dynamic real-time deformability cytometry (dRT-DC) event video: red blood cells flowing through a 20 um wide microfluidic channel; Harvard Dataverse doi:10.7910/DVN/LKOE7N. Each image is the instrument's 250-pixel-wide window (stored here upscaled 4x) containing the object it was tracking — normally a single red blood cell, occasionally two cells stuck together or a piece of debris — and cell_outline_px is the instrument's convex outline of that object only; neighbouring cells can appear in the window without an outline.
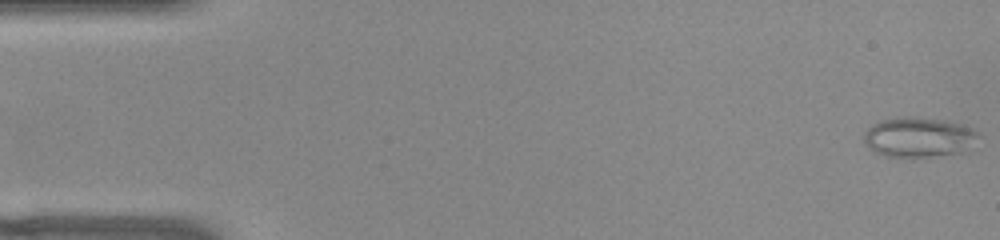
{"species": "common noctule bat (a hibernating species)", "species_latin": "Nyctalus noctula", "temperature_condition": "warm", "stored_images_in_passage": 52, "camera_frame_rate_fps": 3000, "um_per_image_px": 0.085, "animal": {"sex": "female", "body_mass_g": 22.0, "forearm_length_mm": 56.7}, "frame": {"image": 1, "passage_image": 1, "time_ms": 0.0, "image_size_px": [1000, 240], "cell_outline_px": [[980, 136], [960, 152], [912, 160], [884, 156], [868, 148], [864, 144], [864, 136], [868, 128], [872, 124], [880, 120], [900, 116], [912, 116], [944, 120], [960, 124], [972, 128], [980, 132]], "centroid_in_image_um": [78.03, 11.68], "position_along_channel_um": 7.0, "area_um2": 27.22}}
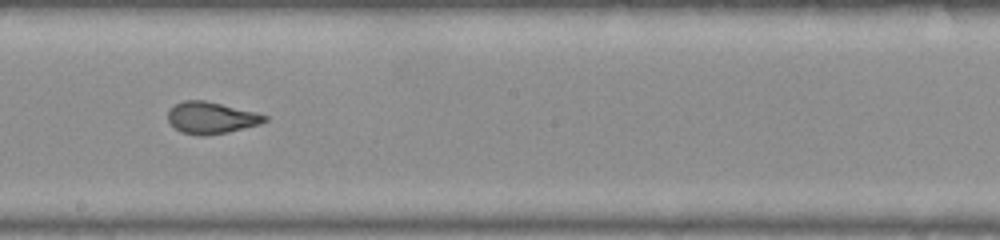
{"frame": {"image": 2, "passage_image": 29, "time_ms": 9.333, "image_size_px": [1000, 240], "cell_outline_px": [[268, 120], [260, 124], [228, 132], [204, 136], [200, 136], [180, 132], [168, 120], [168, 108], [184, 100], [204, 100], [256, 112], [268, 116]], "centroid_in_image_um": [17.95, 10.01], "position_along_channel_um": 230.3, "area_um2": 17.92}}
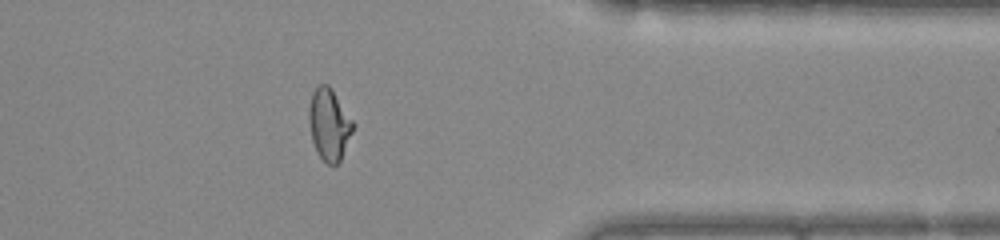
{"frame": {"image": 3, "passage_image": 42, "time_ms": 13.667, "image_size_px": [1000, 240], "cell_outline_px": [[356, 124], [340, 160], [336, 164], [328, 164], [316, 152], [312, 140], [308, 120], [308, 112], [312, 92], [320, 84], [328, 84], [332, 88]], "centroid_in_image_um": [27.98, 10.55], "position_along_channel_um": 383.4, "area_um2": 18.5}, "authors_computed_cell_mechanics": {"area_um2": 19.0162, "velocity_mm_per_s": 3.8809, "shape_relaxation_time_tau1_ms": null, "shape_relaxation_time_tau2_ms": 0.8326, "deformation_change_tau1": null, "deformation_change_tau2": 0.0684}}